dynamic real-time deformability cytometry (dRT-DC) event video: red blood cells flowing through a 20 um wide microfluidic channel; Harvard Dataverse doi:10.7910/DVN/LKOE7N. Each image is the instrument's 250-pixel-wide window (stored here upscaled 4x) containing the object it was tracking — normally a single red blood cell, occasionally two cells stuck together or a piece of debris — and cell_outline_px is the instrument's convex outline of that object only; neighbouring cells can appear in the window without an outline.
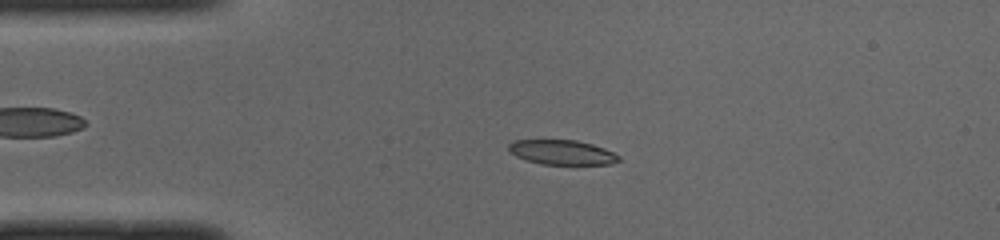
{"species": "common noctule bat (a hibernating species)", "species_latin": "Nyctalus noctula", "temperature_condition": "cold", "stored_images_in_passage": 49, "camera_frame_rate_fps": 3000, "um_per_image_px": 0.085, "animal": {"sex": "male", "body_mass_g": 19.0, "forearm_length_mm": 50.8}, "frame": {"image": 1, "passage_image": 10, "time_ms": 3.0, "image_size_px": [1000, 240], "cell_outline_px": [[620, 160], [612, 164], [540, 164], [524, 160], [508, 152], [508, 144], [512, 140], [576, 140], [592, 144], [604, 148], [620, 156]], "centroid_in_image_um": [47.72, 12.95], "position_along_channel_um": 37.3, "area_um2": 15.95}}
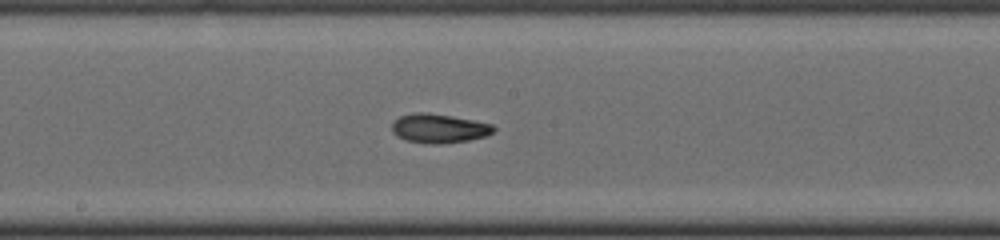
{"frame": {"image": 2, "passage_image": 25, "time_ms": 8.0, "image_size_px": [1000, 240], "cell_outline_px": [[496, 128], [492, 132], [484, 136], [468, 140], [440, 144], [428, 144], [404, 140], [396, 136], [392, 132], [392, 120], [400, 116], [416, 112], [428, 112], [452, 116], [492, 124]], "centroid_in_image_um": [37.25, 10.91], "position_along_channel_um": 211.0, "area_um2": 17.34}}
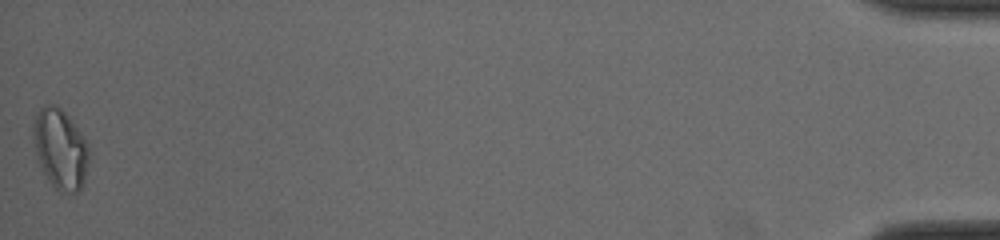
{"frame": {"image": 3, "passage_image": 49, "time_ms": 16.0, "image_size_px": [1000, 240], "cell_outline_px": [[88, 160], [84, 176], [80, 188], [76, 192], [60, 192], [52, 184], [36, 160], [32, 128], [36, 112], [44, 104], [56, 104], [68, 116], [84, 136], [88, 144]], "centroid_in_image_um": [5.09, 12.61], "position_along_channel_um": 430.1, "area_um2": 25.84}, "authors_computed_cell_mechanics": {"area_um2": 16.9354, "velocity_mm_per_s": 3.9927, "shape_relaxation_time_tau1_ms": null, "shape_relaxation_time_tau2_ms": 5.2124, "deformation_change_tau1": null, "deformation_change_tau2": 0.115}}